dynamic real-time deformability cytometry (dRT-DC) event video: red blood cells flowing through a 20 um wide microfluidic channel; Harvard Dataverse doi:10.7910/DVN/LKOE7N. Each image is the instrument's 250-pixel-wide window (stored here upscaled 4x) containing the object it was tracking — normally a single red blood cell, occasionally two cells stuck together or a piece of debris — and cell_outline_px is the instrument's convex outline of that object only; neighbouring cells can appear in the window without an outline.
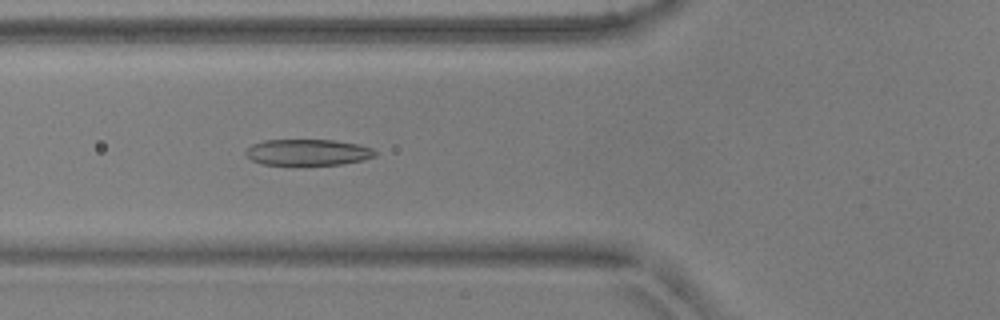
{"species": "common noctule bat (a hibernating species)", "species_latin": "Nyctalus noctula", "temperature_condition": "warm", "stored_images_in_passage": 53, "camera_frame_rate_fps": 3000, "um_per_image_px": 0.085, "animal": {"sex": "male", "body_mass_g": 17.9, "forearm_length_mm": 54.2}, "frame": {"image": 1, "passage_image": 20, "time_ms": 6.333, "image_size_px": [1000, 320], "cell_outline_px": [[376, 156], [364, 160], [340, 164], [264, 164], [252, 160], [244, 152], [252, 144], [264, 140], [332, 140], [360, 144], [372, 148], [376, 152]], "centroid_in_image_um": [26.2, 12.93], "position_along_channel_um": 99.6, "area_um2": 19.54}}
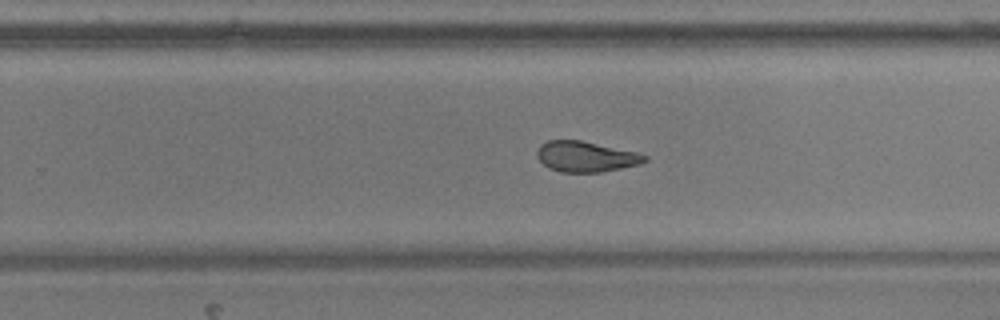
{"frame": {"image": 2, "passage_image": 34, "time_ms": 11.0, "image_size_px": [1000, 320], "cell_outline_px": [[648, 160], [640, 164], [600, 172], [560, 172], [548, 168], [536, 156], [536, 152], [540, 144], [548, 140], [580, 140], [636, 152], [648, 156]], "centroid_in_image_um": [49.77, 13.31], "position_along_channel_um": 280.0, "area_um2": 19.13}}
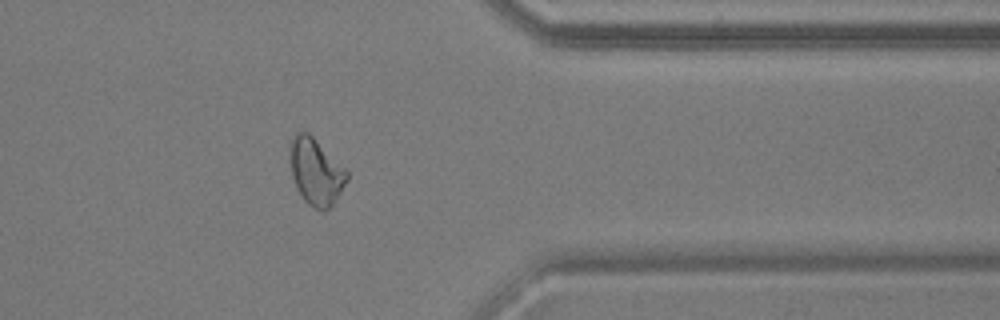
{"frame": {"image": 3, "passage_image": 43, "time_ms": 14.0, "image_size_px": [1000, 320], "cell_outline_px": [[348, 180], [332, 204], [324, 212], [320, 212], [308, 204], [304, 200], [296, 188], [292, 176], [292, 140], [296, 132], [308, 132], [348, 172]], "centroid_in_image_um": [26.87, 14.65], "position_along_channel_um": 384.5, "area_um2": 21.39}, "authors_computed_cell_mechanics": {"area_um2": 20.808, "velocity_mm_per_s": 3.8575, "shape_relaxation_time_tau1_ms": 5.9056, "shape_relaxation_time_tau2_ms": 1.5565, "deformation_change_tau1": 0.1794, "deformation_change_tau2": 0.0854}}